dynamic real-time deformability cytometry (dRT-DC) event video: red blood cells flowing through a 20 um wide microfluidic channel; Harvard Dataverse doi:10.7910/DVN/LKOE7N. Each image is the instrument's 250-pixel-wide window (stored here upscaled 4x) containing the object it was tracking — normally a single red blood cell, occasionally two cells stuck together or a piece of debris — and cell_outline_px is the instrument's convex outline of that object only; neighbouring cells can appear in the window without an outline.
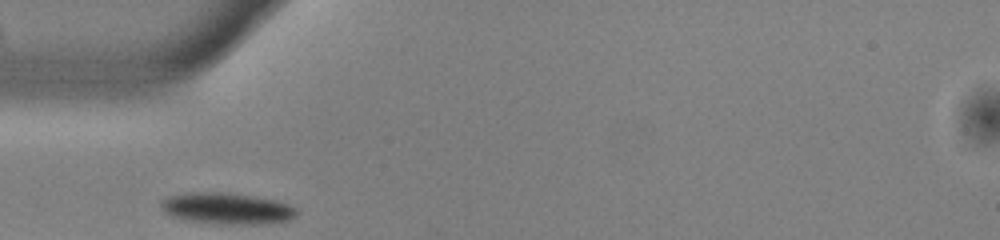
{"species": "common noctule bat (a hibernating species)", "species_latin": "Nyctalus noctula", "temperature_condition": "warm", "stored_images_in_passage": 8, "camera_frame_rate_fps": 3000, "um_per_image_px": 0.085, "animal": {"sex": "male", "body_mass_g": 13.0, "forearm_length_mm": 53.1}, "frame": {"image": 1, "passage_image": 2, "time_ms": 0.333, "image_size_px": [1000, 240], "cell_outline_px": [[300, 212], [292, 220], [280, 224], [216, 224], [180, 220], [164, 212], [160, 208], [160, 200], [164, 196], [184, 192], [224, 192], [252, 196], [276, 200], [288, 204], [296, 208]], "centroid_in_image_um": [19.28, 17.73], "position_along_channel_um": 65.7, "area_um2": 25.78}}
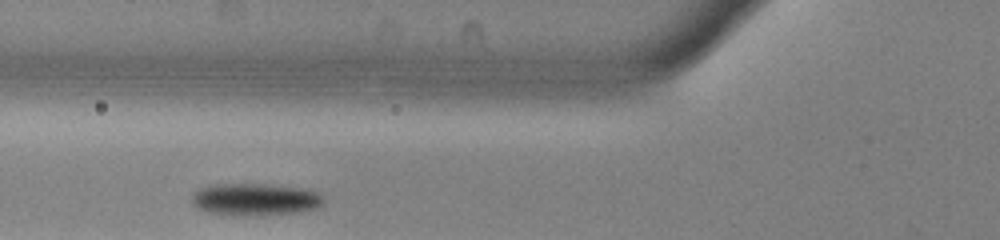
{"frame": {"image": 2, "passage_image": 5, "time_ms": 1.333, "image_size_px": [1000, 240], "cell_outline_px": [[324, 204], [320, 208], [308, 212], [264, 216], [220, 216], [204, 212], [196, 208], [192, 204], [192, 192], [196, 188], [212, 184], [272, 184], [308, 188], [320, 192], [324, 196]], "centroid_in_image_um": [21.72, 16.98], "position_along_channel_um": 104.1, "area_um2": 26.47}}
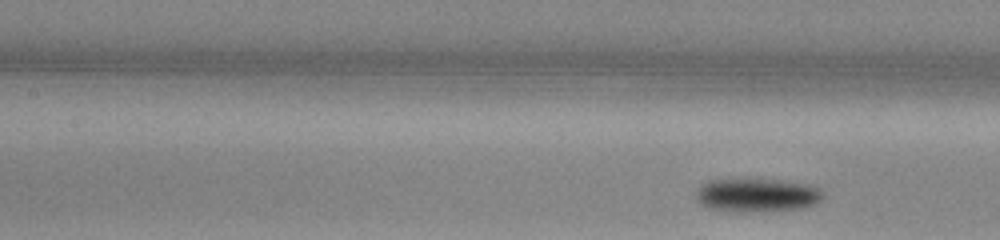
{"frame": {"image": 3, "passage_image": 8, "time_ms": 2.333, "image_size_px": [1000, 240], "cell_outline_px": [[824, 200], [820, 204], [808, 208], [780, 212], [716, 212], [704, 208], [696, 200], [696, 188], [700, 184], [708, 180], [724, 176], [744, 176], [780, 180], [808, 184], [820, 188], [824, 192]], "centroid_in_image_um": [64.3, 16.58], "position_along_channel_um": 143.1, "area_um2": 27.57}}